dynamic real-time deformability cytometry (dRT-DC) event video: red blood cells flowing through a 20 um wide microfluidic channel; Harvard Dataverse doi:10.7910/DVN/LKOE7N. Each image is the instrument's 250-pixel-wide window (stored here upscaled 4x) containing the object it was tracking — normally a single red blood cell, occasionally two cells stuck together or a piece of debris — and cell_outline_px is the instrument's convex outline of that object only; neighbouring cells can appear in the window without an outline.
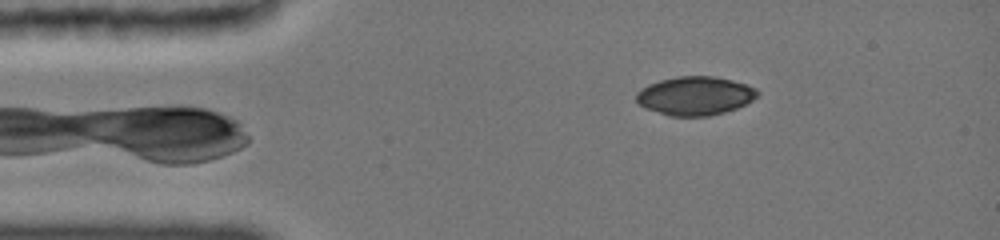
{"species": "common noctule bat (a hibernating species)", "species_latin": "Nyctalus noctula", "temperature_condition": "cold", "stored_images_in_passage": 18, "camera_frame_rate_fps": 3000, "um_per_image_px": 0.085, "animal": {"sex": "female", "body_mass_g": 19.0, "forearm_length_mm": 51.5}, "frame": {"image": 1, "passage_image": 1, "time_ms": 0.0, "image_size_px": [1000, 240], "cell_outline_px": [[760, 96], [736, 108], [704, 116], [672, 116], [648, 108], [640, 104], [636, 100], [636, 92], [640, 88], [648, 84], [660, 80], [676, 76], [716, 76], [732, 80], [756, 88], [760, 92]], "centroid_in_image_um": [59.09, 8.12], "position_along_channel_um": 25.9, "area_um2": 27.05}}